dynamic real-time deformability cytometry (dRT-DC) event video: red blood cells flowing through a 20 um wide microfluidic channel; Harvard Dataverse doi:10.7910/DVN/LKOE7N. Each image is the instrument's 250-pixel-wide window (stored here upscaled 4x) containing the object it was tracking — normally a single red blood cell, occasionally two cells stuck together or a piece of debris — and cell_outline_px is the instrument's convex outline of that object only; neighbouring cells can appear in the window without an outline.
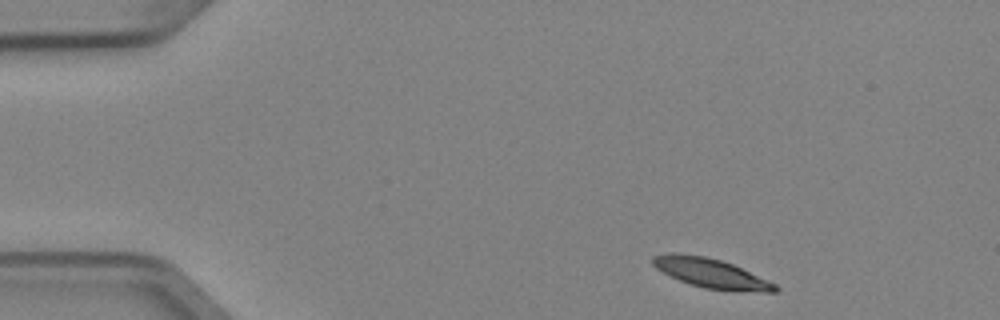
{"species": "Egyptian fruit bat (a non-hibernating species)", "species_latin": "Rousettus aegyptiacus", "temperature_condition": "cold", "stored_images_in_passage": 4, "camera_frame_rate_fps": 3000, "um_per_image_px": 0.085, "animal": {"sex": "female"}, "frame": {"image": 1, "passage_image": 1, "time_ms": 0.0, "image_size_px": [1000, 320], "cell_outline_px": [[780, 288], [776, 292], [736, 292], [704, 288], [680, 280], [656, 268], [652, 264], [652, 256], [704, 256], [720, 260], [732, 264], [768, 280], [776, 284]], "centroid_in_image_um": [60.59, 23.3], "position_along_channel_um": 24.4, "area_um2": 20.23}}
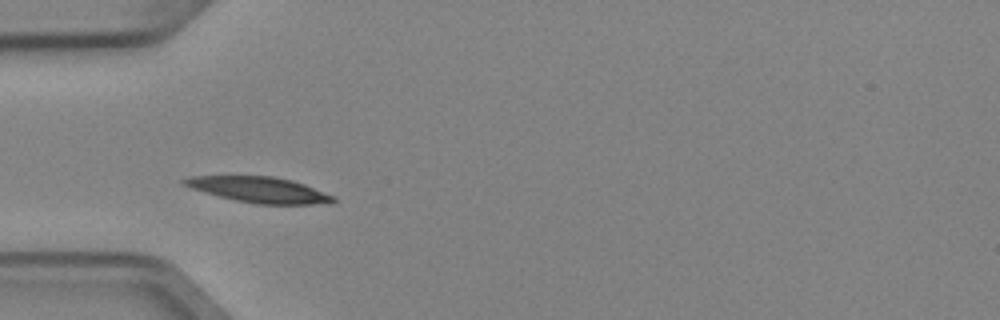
{"frame": {"image": 2, "passage_image": 3, "time_ms": 0.667, "image_size_px": [1000, 320], "cell_outline_px": [[336, 200], [332, 204], [256, 204], [236, 200], [220, 196], [192, 188], [180, 184], [180, 180], [188, 176], [272, 176], [292, 180], [304, 184], [336, 196]], "centroid_in_image_um": [22.07, 16.13], "position_along_channel_um": 62.9, "area_um2": 22.37}}
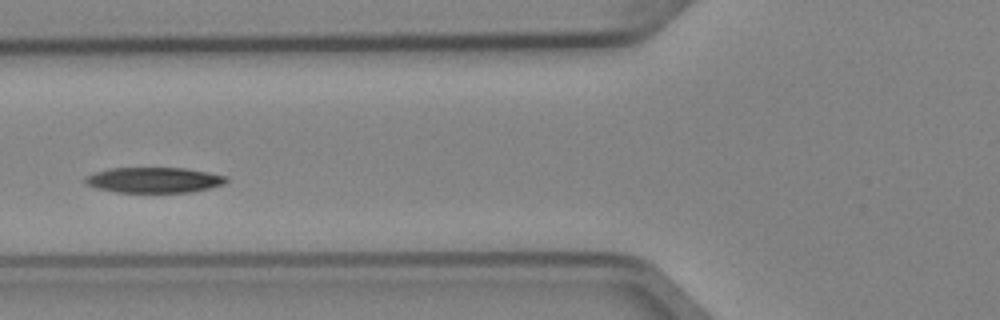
{"frame": {"image": 3, "passage_image": 4, "time_ms": 1.0, "image_size_px": [1000, 320], "cell_outline_px": [[228, 180], [224, 184], [212, 188], [192, 192], [116, 192], [96, 188], [84, 184], [84, 180], [88, 176], [96, 172], [108, 168], [184, 168], [208, 172], [228, 176]], "centroid_in_image_um": [13.12, 15.3], "position_along_channel_um": 112.7, "area_um2": 21.04}}